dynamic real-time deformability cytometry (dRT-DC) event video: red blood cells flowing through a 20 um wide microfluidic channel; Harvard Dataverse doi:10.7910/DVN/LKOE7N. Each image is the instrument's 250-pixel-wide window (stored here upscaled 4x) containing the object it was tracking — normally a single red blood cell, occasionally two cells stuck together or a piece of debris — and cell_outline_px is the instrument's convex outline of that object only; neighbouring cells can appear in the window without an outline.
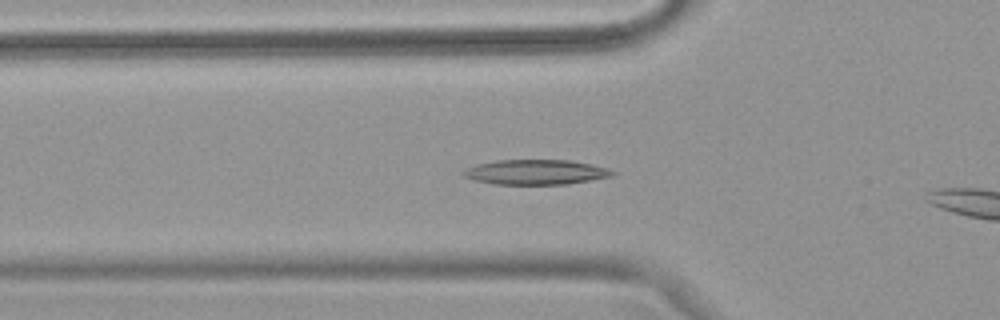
{"species": "common noctule bat (a hibernating species)", "species_latin": "Nyctalus noctula", "temperature_condition": "warm", "stored_images_in_passage": 34, "camera_frame_rate_fps": 3000, "um_per_image_px": 0.085, "animal": {"sex": "female", "body_mass_g": 18.4}, "frame": {"image": 1, "passage_image": 8, "time_ms": 2.333, "image_size_px": [1000, 320], "cell_outline_px": [[616, 176], [568, 184], [492, 184], [476, 180], [464, 176], [460, 172], [476, 164], [496, 160], [572, 160], [592, 164], [608, 168], [616, 172]], "centroid_in_image_um": [45.6, 14.63], "position_along_channel_um": 80.2, "area_um2": 21.85}}
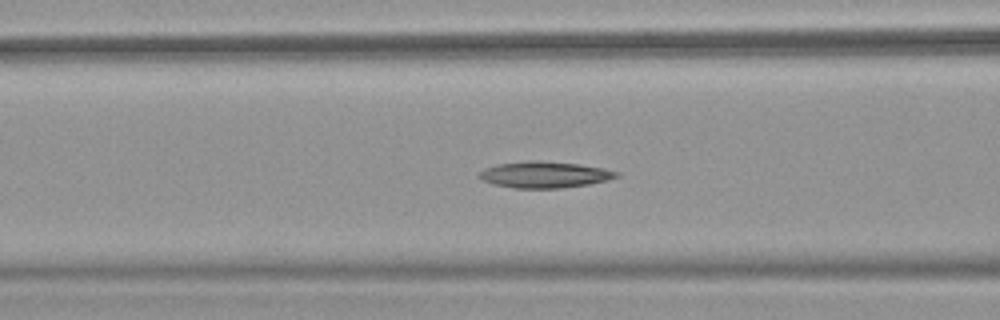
{"frame": {"image": 2, "passage_image": 11, "time_ms": 3.333, "image_size_px": [1000, 320], "cell_outline_px": [[620, 176], [608, 180], [588, 184], [560, 188], [512, 188], [496, 184], [484, 180], [476, 176], [484, 168], [496, 164], [532, 160], [536, 160], [580, 164], [604, 168], [620, 172]], "centroid_in_image_um": [46.31, 14.84], "position_along_channel_um": 120.3, "area_um2": 21.1}}
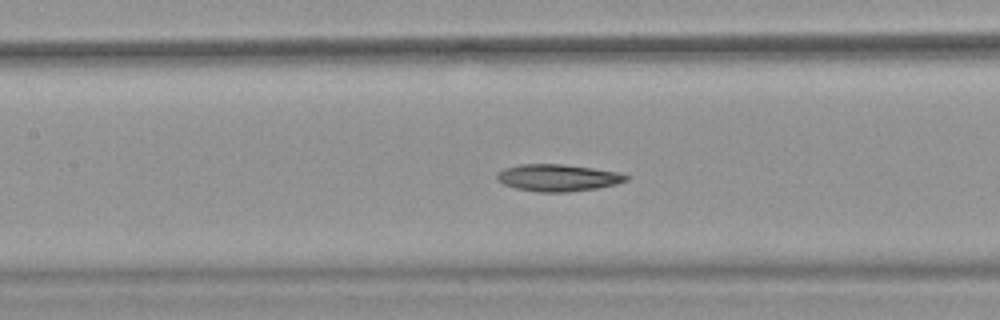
{"frame": {"image": 3, "passage_image": 14, "time_ms": 4.333, "image_size_px": [1000, 320], "cell_outline_px": [[632, 176], [628, 180], [616, 184], [596, 188], [568, 192], [536, 192], [516, 188], [504, 184], [496, 180], [496, 172], [504, 168], [520, 164], [564, 164], [620, 172]], "centroid_in_image_um": [47.42, 15.1], "position_along_channel_um": 160.0, "area_um2": 20.52}, "authors_computed_cell_mechanics": {"area_um2": 20.7791, "velocity_mm_per_s": 3.9699, "shape_relaxation_time_tau1_ms": 9.298, "shape_relaxation_time_tau2_ms": 4.7775, "deformation_change_tau1": 0.2156, "deformation_change_tau2": 0.1348}}